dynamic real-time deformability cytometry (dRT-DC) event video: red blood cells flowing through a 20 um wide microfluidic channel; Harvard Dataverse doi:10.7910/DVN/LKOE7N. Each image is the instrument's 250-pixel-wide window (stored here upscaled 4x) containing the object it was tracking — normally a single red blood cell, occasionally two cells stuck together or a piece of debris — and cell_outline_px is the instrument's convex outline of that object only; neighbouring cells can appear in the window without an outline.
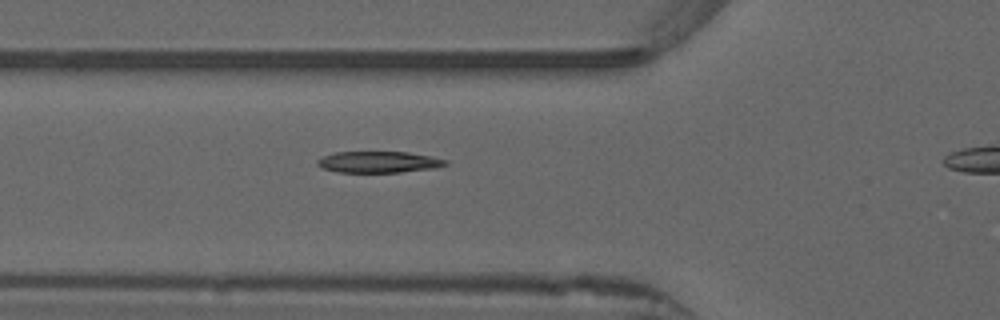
{"species": "common noctule bat (a hibernating species)", "species_latin": "Nyctalus noctula", "temperature_condition": "warm", "stored_images_in_passage": 39, "camera_frame_rate_fps": 3000, "um_per_image_px": 0.085, "animal": {"sex": "male", "forearm_length_mm": 52.5}, "frame": {"image": 1, "passage_image": 12, "time_ms": 3.667, "image_size_px": [1000, 320], "cell_outline_px": [[448, 164], [436, 168], [400, 172], [340, 172], [320, 168], [316, 164], [316, 160], [324, 156], [336, 152], [408, 152], [432, 156], [448, 160]], "centroid_in_image_um": [32.2, 13.77], "position_along_channel_um": 93.6, "area_um2": 16.01}, "authors_computed_cell_mechanics": {"area_um2": 16.4152, "velocity_mm_per_s": 3.919, "shape_relaxation_time_tau1_ms": 6.0347, "shape_relaxation_time_tau2_ms": null, "deformation_change_tau1": 0.1806, "deformation_change_tau2": null}}